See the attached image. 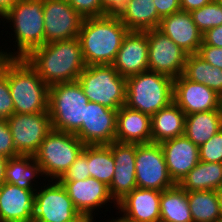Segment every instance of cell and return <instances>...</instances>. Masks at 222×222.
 <instances>
[{
  "label": "cell",
  "mask_w": 222,
  "mask_h": 222,
  "mask_svg": "<svg viewBox=\"0 0 222 222\" xmlns=\"http://www.w3.org/2000/svg\"><path fill=\"white\" fill-rule=\"evenodd\" d=\"M24 59L48 86L77 81L86 67L78 37L46 43Z\"/></svg>",
  "instance_id": "obj_1"
},
{
  "label": "cell",
  "mask_w": 222,
  "mask_h": 222,
  "mask_svg": "<svg viewBox=\"0 0 222 222\" xmlns=\"http://www.w3.org/2000/svg\"><path fill=\"white\" fill-rule=\"evenodd\" d=\"M129 31L119 17L84 18L78 39L86 66L111 65Z\"/></svg>",
  "instance_id": "obj_2"
},
{
  "label": "cell",
  "mask_w": 222,
  "mask_h": 222,
  "mask_svg": "<svg viewBox=\"0 0 222 222\" xmlns=\"http://www.w3.org/2000/svg\"><path fill=\"white\" fill-rule=\"evenodd\" d=\"M8 84L14 113L48 112L49 86L24 58H8Z\"/></svg>",
  "instance_id": "obj_3"
},
{
  "label": "cell",
  "mask_w": 222,
  "mask_h": 222,
  "mask_svg": "<svg viewBox=\"0 0 222 222\" xmlns=\"http://www.w3.org/2000/svg\"><path fill=\"white\" fill-rule=\"evenodd\" d=\"M12 24L16 52H3L5 58H25L45 44L43 0H19L3 17Z\"/></svg>",
  "instance_id": "obj_4"
},
{
  "label": "cell",
  "mask_w": 222,
  "mask_h": 222,
  "mask_svg": "<svg viewBox=\"0 0 222 222\" xmlns=\"http://www.w3.org/2000/svg\"><path fill=\"white\" fill-rule=\"evenodd\" d=\"M171 77L147 70L126 78L125 106L152 117L173 102Z\"/></svg>",
  "instance_id": "obj_5"
},
{
  "label": "cell",
  "mask_w": 222,
  "mask_h": 222,
  "mask_svg": "<svg viewBox=\"0 0 222 222\" xmlns=\"http://www.w3.org/2000/svg\"><path fill=\"white\" fill-rule=\"evenodd\" d=\"M88 102L78 81L49 86L48 112L52 129L75 134L85 121Z\"/></svg>",
  "instance_id": "obj_6"
},
{
  "label": "cell",
  "mask_w": 222,
  "mask_h": 222,
  "mask_svg": "<svg viewBox=\"0 0 222 222\" xmlns=\"http://www.w3.org/2000/svg\"><path fill=\"white\" fill-rule=\"evenodd\" d=\"M77 81L88 101L115 110L125 105L126 78L112 65H88Z\"/></svg>",
  "instance_id": "obj_7"
},
{
  "label": "cell",
  "mask_w": 222,
  "mask_h": 222,
  "mask_svg": "<svg viewBox=\"0 0 222 222\" xmlns=\"http://www.w3.org/2000/svg\"><path fill=\"white\" fill-rule=\"evenodd\" d=\"M84 147L85 144L75 134L52 129L33 156L45 178L59 180Z\"/></svg>",
  "instance_id": "obj_8"
},
{
  "label": "cell",
  "mask_w": 222,
  "mask_h": 222,
  "mask_svg": "<svg viewBox=\"0 0 222 222\" xmlns=\"http://www.w3.org/2000/svg\"><path fill=\"white\" fill-rule=\"evenodd\" d=\"M49 181L35 192L33 222H75L82 215L65 188L58 180Z\"/></svg>",
  "instance_id": "obj_9"
},
{
  "label": "cell",
  "mask_w": 222,
  "mask_h": 222,
  "mask_svg": "<svg viewBox=\"0 0 222 222\" xmlns=\"http://www.w3.org/2000/svg\"><path fill=\"white\" fill-rule=\"evenodd\" d=\"M135 175L137 188L164 191L175 185L158 143L136 144Z\"/></svg>",
  "instance_id": "obj_10"
},
{
  "label": "cell",
  "mask_w": 222,
  "mask_h": 222,
  "mask_svg": "<svg viewBox=\"0 0 222 222\" xmlns=\"http://www.w3.org/2000/svg\"><path fill=\"white\" fill-rule=\"evenodd\" d=\"M13 144L20 155H34L52 130L49 112L12 114L8 119Z\"/></svg>",
  "instance_id": "obj_11"
},
{
  "label": "cell",
  "mask_w": 222,
  "mask_h": 222,
  "mask_svg": "<svg viewBox=\"0 0 222 222\" xmlns=\"http://www.w3.org/2000/svg\"><path fill=\"white\" fill-rule=\"evenodd\" d=\"M45 44L79 36L84 18L67 0H43Z\"/></svg>",
  "instance_id": "obj_12"
},
{
  "label": "cell",
  "mask_w": 222,
  "mask_h": 222,
  "mask_svg": "<svg viewBox=\"0 0 222 222\" xmlns=\"http://www.w3.org/2000/svg\"><path fill=\"white\" fill-rule=\"evenodd\" d=\"M148 68L178 78L183 74L187 53L158 29L147 31Z\"/></svg>",
  "instance_id": "obj_13"
},
{
  "label": "cell",
  "mask_w": 222,
  "mask_h": 222,
  "mask_svg": "<svg viewBox=\"0 0 222 222\" xmlns=\"http://www.w3.org/2000/svg\"><path fill=\"white\" fill-rule=\"evenodd\" d=\"M117 110L95 102L85 106V121L75 135L85 145H109L115 141Z\"/></svg>",
  "instance_id": "obj_14"
},
{
  "label": "cell",
  "mask_w": 222,
  "mask_h": 222,
  "mask_svg": "<svg viewBox=\"0 0 222 222\" xmlns=\"http://www.w3.org/2000/svg\"><path fill=\"white\" fill-rule=\"evenodd\" d=\"M173 102L186 114L222 109V97L205 84L186 79L182 74L174 79Z\"/></svg>",
  "instance_id": "obj_15"
},
{
  "label": "cell",
  "mask_w": 222,
  "mask_h": 222,
  "mask_svg": "<svg viewBox=\"0 0 222 222\" xmlns=\"http://www.w3.org/2000/svg\"><path fill=\"white\" fill-rule=\"evenodd\" d=\"M108 146L112 150L115 162L114 176L108 188L111 198L117 204L133 189L137 188L135 175L136 144L114 141Z\"/></svg>",
  "instance_id": "obj_16"
},
{
  "label": "cell",
  "mask_w": 222,
  "mask_h": 222,
  "mask_svg": "<svg viewBox=\"0 0 222 222\" xmlns=\"http://www.w3.org/2000/svg\"><path fill=\"white\" fill-rule=\"evenodd\" d=\"M71 198L76 210L82 216L93 217V211L114 203L110 196L108 186L93 177L77 181H59ZM112 200V201H111Z\"/></svg>",
  "instance_id": "obj_17"
},
{
  "label": "cell",
  "mask_w": 222,
  "mask_h": 222,
  "mask_svg": "<svg viewBox=\"0 0 222 222\" xmlns=\"http://www.w3.org/2000/svg\"><path fill=\"white\" fill-rule=\"evenodd\" d=\"M111 65L125 78L149 70L147 31H129Z\"/></svg>",
  "instance_id": "obj_18"
},
{
  "label": "cell",
  "mask_w": 222,
  "mask_h": 222,
  "mask_svg": "<svg viewBox=\"0 0 222 222\" xmlns=\"http://www.w3.org/2000/svg\"><path fill=\"white\" fill-rule=\"evenodd\" d=\"M170 178L175 184L180 181L200 161L199 147L185 135L160 143Z\"/></svg>",
  "instance_id": "obj_19"
},
{
  "label": "cell",
  "mask_w": 222,
  "mask_h": 222,
  "mask_svg": "<svg viewBox=\"0 0 222 222\" xmlns=\"http://www.w3.org/2000/svg\"><path fill=\"white\" fill-rule=\"evenodd\" d=\"M161 192L154 189L135 188L115 207L122 217L131 222H159Z\"/></svg>",
  "instance_id": "obj_20"
},
{
  "label": "cell",
  "mask_w": 222,
  "mask_h": 222,
  "mask_svg": "<svg viewBox=\"0 0 222 222\" xmlns=\"http://www.w3.org/2000/svg\"><path fill=\"white\" fill-rule=\"evenodd\" d=\"M157 29L188 55L197 54L202 44V33L198 30L190 12L180 10L161 18Z\"/></svg>",
  "instance_id": "obj_21"
},
{
  "label": "cell",
  "mask_w": 222,
  "mask_h": 222,
  "mask_svg": "<svg viewBox=\"0 0 222 222\" xmlns=\"http://www.w3.org/2000/svg\"><path fill=\"white\" fill-rule=\"evenodd\" d=\"M35 192L3 183L0 186V222H33Z\"/></svg>",
  "instance_id": "obj_22"
},
{
  "label": "cell",
  "mask_w": 222,
  "mask_h": 222,
  "mask_svg": "<svg viewBox=\"0 0 222 222\" xmlns=\"http://www.w3.org/2000/svg\"><path fill=\"white\" fill-rule=\"evenodd\" d=\"M115 141L130 144L151 143V117L125 105L120 107L116 116Z\"/></svg>",
  "instance_id": "obj_23"
},
{
  "label": "cell",
  "mask_w": 222,
  "mask_h": 222,
  "mask_svg": "<svg viewBox=\"0 0 222 222\" xmlns=\"http://www.w3.org/2000/svg\"><path fill=\"white\" fill-rule=\"evenodd\" d=\"M186 114L172 102L151 117L152 143H162L184 135Z\"/></svg>",
  "instance_id": "obj_24"
},
{
  "label": "cell",
  "mask_w": 222,
  "mask_h": 222,
  "mask_svg": "<svg viewBox=\"0 0 222 222\" xmlns=\"http://www.w3.org/2000/svg\"><path fill=\"white\" fill-rule=\"evenodd\" d=\"M119 19L130 31L140 32L157 29L161 21L154 0H128Z\"/></svg>",
  "instance_id": "obj_25"
},
{
  "label": "cell",
  "mask_w": 222,
  "mask_h": 222,
  "mask_svg": "<svg viewBox=\"0 0 222 222\" xmlns=\"http://www.w3.org/2000/svg\"><path fill=\"white\" fill-rule=\"evenodd\" d=\"M222 129V109L186 115L184 135L200 147Z\"/></svg>",
  "instance_id": "obj_26"
},
{
  "label": "cell",
  "mask_w": 222,
  "mask_h": 222,
  "mask_svg": "<svg viewBox=\"0 0 222 222\" xmlns=\"http://www.w3.org/2000/svg\"><path fill=\"white\" fill-rule=\"evenodd\" d=\"M179 185L186 192L220 190L222 188V163L199 161Z\"/></svg>",
  "instance_id": "obj_27"
},
{
  "label": "cell",
  "mask_w": 222,
  "mask_h": 222,
  "mask_svg": "<svg viewBox=\"0 0 222 222\" xmlns=\"http://www.w3.org/2000/svg\"><path fill=\"white\" fill-rule=\"evenodd\" d=\"M40 176L44 177L41 166L33 155H18L9 158L5 169L6 183L14 184L25 190H39L35 187V183L31 182L39 179Z\"/></svg>",
  "instance_id": "obj_28"
},
{
  "label": "cell",
  "mask_w": 222,
  "mask_h": 222,
  "mask_svg": "<svg viewBox=\"0 0 222 222\" xmlns=\"http://www.w3.org/2000/svg\"><path fill=\"white\" fill-rule=\"evenodd\" d=\"M160 221L193 222L187 192L179 184L161 192Z\"/></svg>",
  "instance_id": "obj_29"
},
{
  "label": "cell",
  "mask_w": 222,
  "mask_h": 222,
  "mask_svg": "<svg viewBox=\"0 0 222 222\" xmlns=\"http://www.w3.org/2000/svg\"><path fill=\"white\" fill-rule=\"evenodd\" d=\"M182 75L190 81L205 84L222 97V69L212 66L197 54L187 55Z\"/></svg>",
  "instance_id": "obj_30"
},
{
  "label": "cell",
  "mask_w": 222,
  "mask_h": 222,
  "mask_svg": "<svg viewBox=\"0 0 222 222\" xmlns=\"http://www.w3.org/2000/svg\"><path fill=\"white\" fill-rule=\"evenodd\" d=\"M193 222H216L221 219L218 190L187 192Z\"/></svg>",
  "instance_id": "obj_31"
},
{
  "label": "cell",
  "mask_w": 222,
  "mask_h": 222,
  "mask_svg": "<svg viewBox=\"0 0 222 222\" xmlns=\"http://www.w3.org/2000/svg\"><path fill=\"white\" fill-rule=\"evenodd\" d=\"M114 157L108 145H88V168L90 177L109 186L114 176Z\"/></svg>",
  "instance_id": "obj_32"
},
{
  "label": "cell",
  "mask_w": 222,
  "mask_h": 222,
  "mask_svg": "<svg viewBox=\"0 0 222 222\" xmlns=\"http://www.w3.org/2000/svg\"><path fill=\"white\" fill-rule=\"evenodd\" d=\"M190 13L202 34L213 27L222 25V5L217 0H213Z\"/></svg>",
  "instance_id": "obj_33"
},
{
  "label": "cell",
  "mask_w": 222,
  "mask_h": 222,
  "mask_svg": "<svg viewBox=\"0 0 222 222\" xmlns=\"http://www.w3.org/2000/svg\"><path fill=\"white\" fill-rule=\"evenodd\" d=\"M14 114V103L8 84V58L0 67V120H7Z\"/></svg>",
  "instance_id": "obj_34"
},
{
  "label": "cell",
  "mask_w": 222,
  "mask_h": 222,
  "mask_svg": "<svg viewBox=\"0 0 222 222\" xmlns=\"http://www.w3.org/2000/svg\"><path fill=\"white\" fill-rule=\"evenodd\" d=\"M89 177L88 145H85L83 151L58 181H77L84 180Z\"/></svg>",
  "instance_id": "obj_35"
},
{
  "label": "cell",
  "mask_w": 222,
  "mask_h": 222,
  "mask_svg": "<svg viewBox=\"0 0 222 222\" xmlns=\"http://www.w3.org/2000/svg\"><path fill=\"white\" fill-rule=\"evenodd\" d=\"M200 161L222 163V129L199 147Z\"/></svg>",
  "instance_id": "obj_36"
},
{
  "label": "cell",
  "mask_w": 222,
  "mask_h": 222,
  "mask_svg": "<svg viewBox=\"0 0 222 222\" xmlns=\"http://www.w3.org/2000/svg\"><path fill=\"white\" fill-rule=\"evenodd\" d=\"M83 18L102 17L101 0H67Z\"/></svg>",
  "instance_id": "obj_37"
},
{
  "label": "cell",
  "mask_w": 222,
  "mask_h": 222,
  "mask_svg": "<svg viewBox=\"0 0 222 222\" xmlns=\"http://www.w3.org/2000/svg\"><path fill=\"white\" fill-rule=\"evenodd\" d=\"M0 155L7 158L20 155L13 144L12 134L7 120H0Z\"/></svg>",
  "instance_id": "obj_38"
},
{
  "label": "cell",
  "mask_w": 222,
  "mask_h": 222,
  "mask_svg": "<svg viewBox=\"0 0 222 222\" xmlns=\"http://www.w3.org/2000/svg\"><path fill=\"white\" fill-rule=\"evenodd\" d=\"M197 55L212 66L222 69V48L213 47L202 42Z\"/></svg>",
  "instance_id": "obj_39"
},
{
  "label": "cell",
  "mask_w": 222,
  "mask_h": 222,
  "mask_svg": "<svg viewBox=\"0 0 222 222\" xmlns=\"http://www.w3.org/2000/svg\"><path fill=\"white\" fill-rule=\"evenodd\" d=\"M128 0H101L103 16L119 17Z\"/></svg>",
  "instance_id": "obj_40"
},
{
  "label": "cell",
  "mask_w": 222,
  "mask_h": 222,
  "mask_svg": "<svg viewBox=\"0 0 222 222\" xmlns=\"http://www.w3.org/2000/svg\"><path fill=\"white\" fill-rule=\"evenodd\" d=\"M154 4L161 18L181 10L180 0H154Z\"/></svg>",
  "instance_id": "obj_41"
},
{
  "label": "cell",
  "mask_w": 222,
  "mask_h": 222,
  "mask_svg": "<svg viewBox=\"0 0 222 222\" xmlns=\"http://www.w3.org/2000/svg\"><path fill=\"white\" fill-rule=\"evenodd\" d=\"M202 42L213 47L222 48V25L213 27L202 34Z\"/></svg>",
  "instance_id": "obj_42"
},
{
  "label": "cell",
  "mask_w": 222,
  "mask_h": 222,
  "mask_svg": "<svg viewBox=\"0 0 222 222\" xmlns=\"http://www.w3.org/2000/svg\"><path fill=\"white\" fill-rule=\"evenodd\" d=\"M212 1L213 0H180V6L182 11L192 12Z\"/></svg>",
  "instance_id": "obj_43"
},
{
  "label": "cell",
  "mask_w": 222,
  "mask_h": 222,
  "mask_svg": "<svg viewBox=\"0 0 222 222\" xmlns=\"http://www.w3.org/2000/svg\"><path fill=\"white\" fill-rule=\"evenodd\" d=\"M19 0H0V18L3 17Z\"/></svg>",
  "instance_id": "obj_44"
},
{
  "label": "cell",
  "mask_w": 222,
  "mask_h": 222,
  "mask_svg": "<svg viewBox=\"0 0 222 222\" xmlns=\"http://www.w3.org/2000/svg\"><path fill=\"white\" fill-rule=\"evenodd\" d=\"M9 158L0 155V186L5 183V169Z\"/></svg>",
  "instance_id": "obj_45"
},
{
  "label": "cell",
  "mask_w": 222,
  "mask_h": 222,
  "mask_svg": "<svg viewBox=\"0 0 222 222\" xmlns=\"http://www.w3.org/2000/svg\"><path fill=\"white\" fill-rule=\"evenodd\" d=\"M94 217L90 216H81L79 219H77L75 222H94Z\"/></svg>",
  "instance_id": "obj_46"
},
{
  "label": "cell",
  "mask_w": 222,
  "mask_h": 222,
  "mask_svg": "<svg viewBox=\"0 0 222 222\" xmlns=\"http://www.w3.org/2000/svg\"><path fill=\"white\" fill-rule=\"evenodd\" d=\"M218 201H219V210L222 219V188L218 190Z\"/></svg>",
  "instance_id": "obj_47"
},
{
  "label": "cell",
  "mask_w": 222,
  "mask_h": 222,
  "mask_svg": "<svg viewBox=\"0 0 222 222\" xmlns=\"http://www.w3.org/2000/svg\"><path fill=\"white\" fill-rule=\"evenodd\" d=\"M108 222H131L127 219H125L124 217H117L116 219H112L111 221L108 220Z\"/></svg>",
  "instance_id": "obj_48"
},
{
  "label": "cell",
  "mask_w": 222,
  "mask_h": 222,
  "mask_svg": "<svg viewBox=\"0 0 222 222\" xmlns=\"http://www.w3.org/2000/svg\"><path fill=\"white\" fill-rule=\"evenodd\" d=\"M3 52H4V50L3 51L0 50V67H1L2 62L6 59Z\"/></svg>",
  "instance_id": "obj_49"
}]
</instances>
